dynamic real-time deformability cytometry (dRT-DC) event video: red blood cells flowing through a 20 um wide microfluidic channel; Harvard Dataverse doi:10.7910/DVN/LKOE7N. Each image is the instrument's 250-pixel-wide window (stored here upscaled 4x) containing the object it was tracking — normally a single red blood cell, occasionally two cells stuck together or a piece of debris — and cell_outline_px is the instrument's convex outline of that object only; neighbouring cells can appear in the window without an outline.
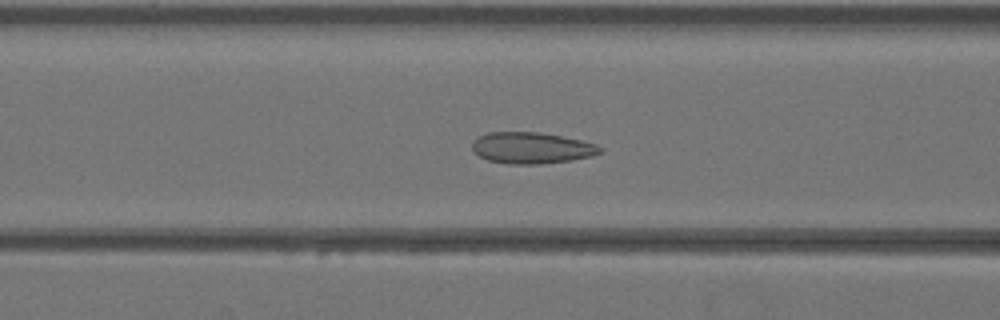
{"species": "Egyptian fruit bat (a non-hibernating species)", "species_latin": "Rousettus aegyptiacus", "temperature_condition": "warm", "stored_images_in_passage": 43, "camera_frame_rate_fps": 3000, "um_per_image_px": 0.085, "animal": {"sex": "female"}, "frame": {"image": 1, "passage_image": 17, "time_ms": 5.333, "image_size_px": [1000, 320], "cell_outline_px": [[604, 152], [592, 156], [572, 160], [540, 164], [508, 164], [488, 160], [480, 156], [472, 148], [472, 140], [488, 132], [540, 132], [580, 140], [596, 144], [604, 148]], "centroid_in_image_um": [45.22, 12.57], "position_along_channel_um": 121.4, "area_um2": 23.41}}
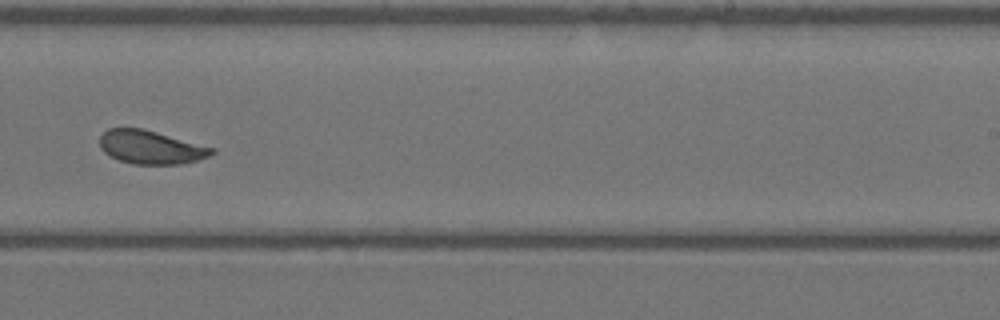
{"frame": {"image": 2, "passage_image": 27, "time_ms": 8.667, "image_size_px": [1000, 320], "cell_outline_px": [[216, 152], [212, 156], [180, 164], [132, 164], [120, 160], [104, 152], [100, 148], [100, 136], [108, 128], [144, 128], [216, 148]], "centroid_in_image_um": [12.86, 12.51], "position_along_channel_um": 276.1, "area_um2": 22.02}}
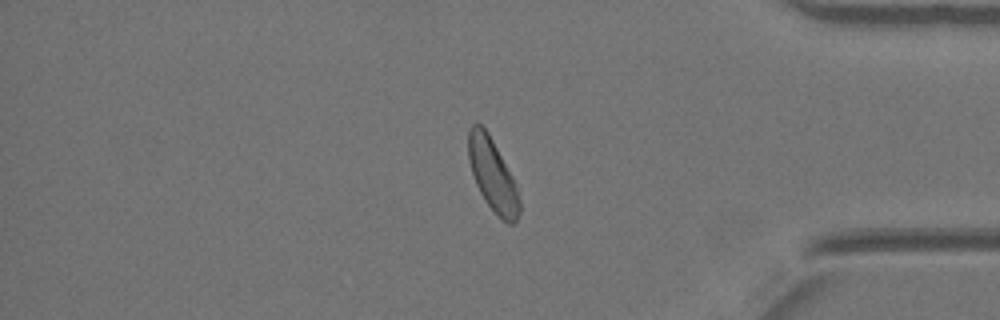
{"frame": {"image": 3, "passage_image": 36, "time_ms": 11.667, "image_size_px": [1000, 320], "cell_outline_px": [[520, 212], [516, 220], [512, 224], [508, 224], [500, 220], [496, 216], [484, 200], [476, 184], [468, 160], [468, 128], [472, 124], [480, 124], [488, 132], [512, 176], [516, 184], [520, 204]], "centroid_in_image_um": [41.86, 14.91], "position_along_channel_um": 393.3, "area_um2": 21.62}}